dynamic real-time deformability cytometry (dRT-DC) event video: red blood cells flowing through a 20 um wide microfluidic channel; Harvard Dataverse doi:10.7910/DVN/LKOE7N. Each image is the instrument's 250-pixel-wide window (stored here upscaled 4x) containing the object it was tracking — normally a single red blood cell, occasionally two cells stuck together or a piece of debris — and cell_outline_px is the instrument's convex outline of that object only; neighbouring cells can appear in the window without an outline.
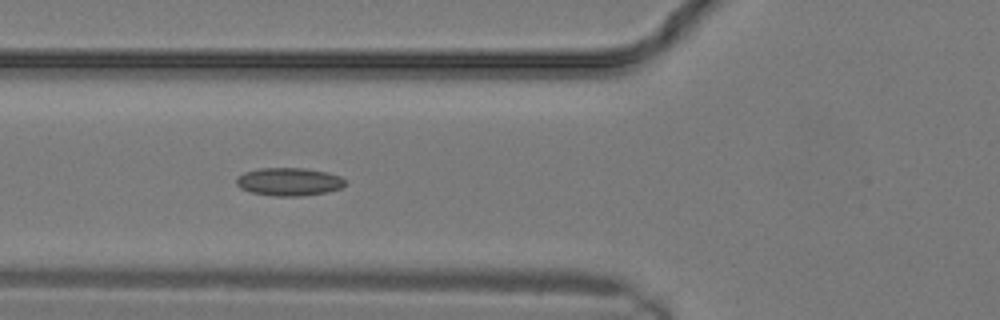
{"species": "common noctule bat (a hibernating species)", "species_latin": "Nyctalus noctula", "temperature_condition": "warm", "stored_images_in_passage": 10, "camera_frame_rate_fps": 3000, "um_per_image_px": 0.085, "animal": {"sex": "male", "body_mass_g": 19.2, "forearm_length_mm": 51.8}, "frame": {"image": 1, "passage_image": 7, "time_ms": 2.0, "image_size_px": [1000, 320], "cell_outline_px": [[348, 184], [340, 188], [328, 192], [304, 196], [272, 196], [248, 192], [240, 188], [236, 184], [236, 176], [244, 172], [260, 168], [304, 168], [328, 172], [340, 176], [348, 180]], "centroid_in_image_um": [24.58, 15.45], "position_along_channel_um": 101.2, "area_um2": 18.21}}
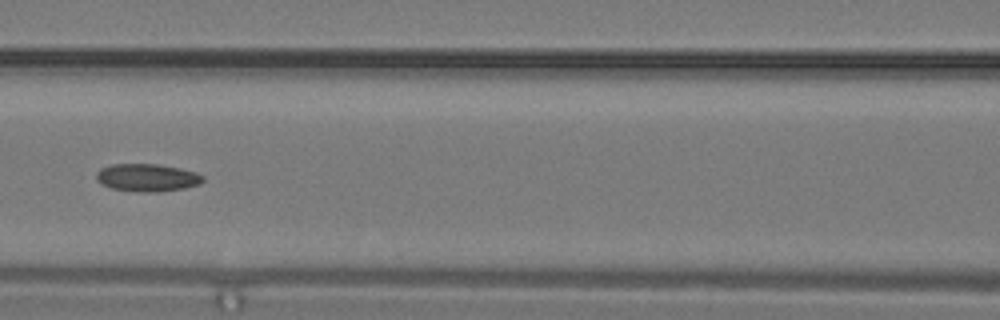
{"frame": {"image": 2, "passage_image": 9, "time_ms": 2.667, "image_size_px": [1000, 320], "cell_outline_px": [[204, 180], [200, 184], [184, 188], [156, 192], [140, 192], [112, 188], [100, 184], [96, 180], [96, 172], [100, 168], [112, 164], [156, 164], [180, 168], [196, 172], [204, 176]], "centroid_in_image_um": [12.5, 15.09], "position_along_channel_um": 154.1, "area_um2": 17.28}}